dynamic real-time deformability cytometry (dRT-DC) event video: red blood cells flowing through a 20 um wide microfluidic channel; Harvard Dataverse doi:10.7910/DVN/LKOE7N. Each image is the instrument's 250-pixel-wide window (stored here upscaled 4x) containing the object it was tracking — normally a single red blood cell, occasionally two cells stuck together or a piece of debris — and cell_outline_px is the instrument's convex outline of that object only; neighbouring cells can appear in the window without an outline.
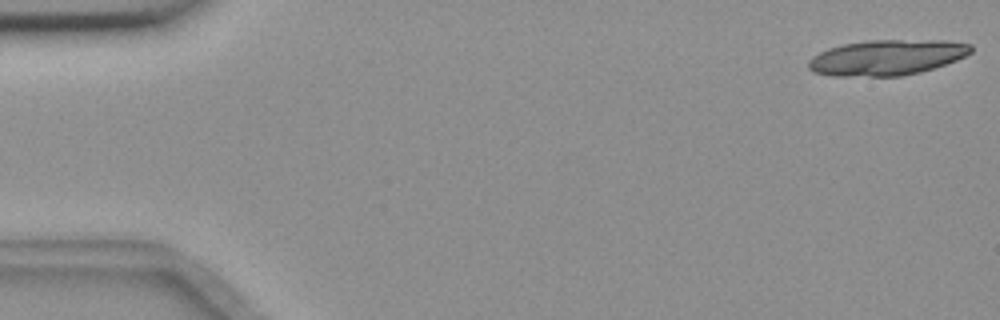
{"species": "common noctule bat (a hibernating species)", "species_latin": "Nyctalus noctula", "temperature_condition": "room temperature", "stored_images_in_passage": 9, "camera_frame_rate_fps": 3000, "um_per_image_px": 0.085, "animal": {"sex": "female", "body_mass_g": 18.4}, "frame": {"image": 1, "passage_image": 1, "time_ms": 0.0, "image_size_px": [1000, 320], "cell_outline_px": [[972, 52], [956, 60], [920, 72], [900, 76], [832, 76], [812, 72], [808, 68], [808, 60], [812, 56], [828, 48], [844, 44], [868, 40], [948, 40], [972, 44]], "centroid_in_image_um": [75.36, 4.88], "position_along_channel_um": 9.6, "area_um2": 33.7}}